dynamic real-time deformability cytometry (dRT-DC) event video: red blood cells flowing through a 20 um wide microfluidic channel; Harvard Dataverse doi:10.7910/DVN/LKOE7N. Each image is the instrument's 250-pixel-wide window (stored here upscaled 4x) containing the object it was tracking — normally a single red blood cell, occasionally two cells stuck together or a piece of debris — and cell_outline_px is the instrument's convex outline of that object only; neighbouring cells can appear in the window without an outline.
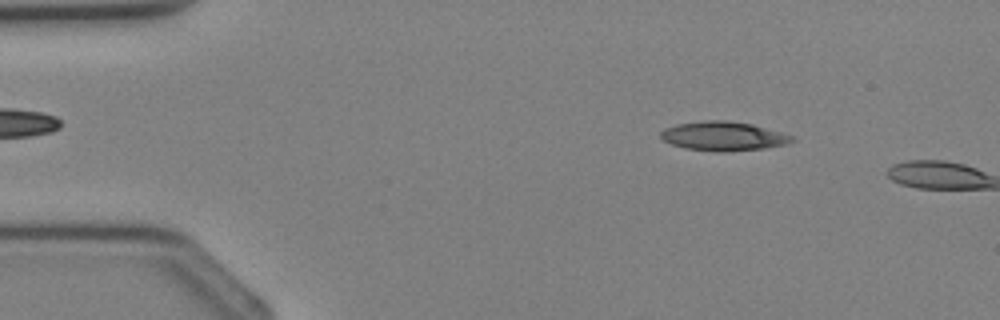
{"species": "Egyptian fruit bat (a non-hibernating species)", "species_latin": "Rousettus aegyptiacus", "temperature_condition": "cold", "stored_images_in_passage": 5, "camera_frame_rate_fps": 3000, "um_per_image_px": 0.085, "animal": {"sex": "female"}, "frame": {"image": 1, "passage_image": 4, "time_ms": 1.0, "image_size_px": [1000, 320], "cell_outline_px": [[796, 140], [788, 144], [764, 148], [728, 152], [712, 152], [684, 148], [672, 144], [664, 140], [660, 136], [660, 132], [664, 128], [676, 124], [704, 120], [724, 120], [752, 124], [796, 136]], "centroid_in_image_um": [61.51, 11.58], "position_along_channel_um": 23.5, "area_um2": 22.6}}